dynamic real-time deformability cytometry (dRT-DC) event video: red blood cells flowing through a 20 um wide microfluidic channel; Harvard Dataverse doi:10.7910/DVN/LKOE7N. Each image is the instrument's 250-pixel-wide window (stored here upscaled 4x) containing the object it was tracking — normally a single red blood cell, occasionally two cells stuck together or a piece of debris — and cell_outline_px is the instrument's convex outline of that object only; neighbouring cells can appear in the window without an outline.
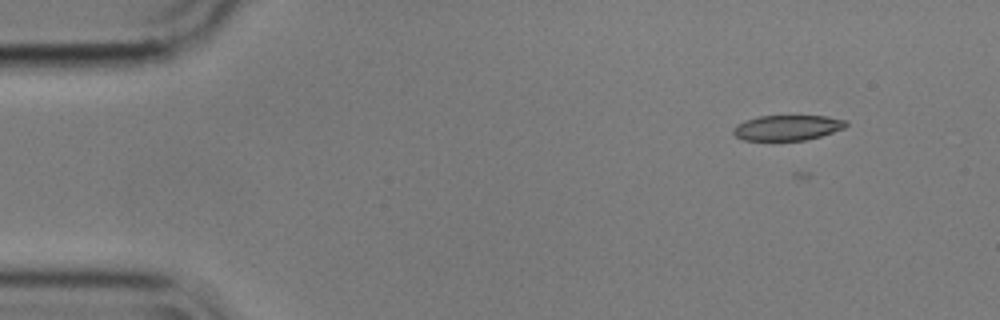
{"species": "common noctule bat (a hibernating species)", "species_latin": "Nyctalus noctula", "temperature_condition": "cold", "stored_images_in_passage": 15, "camera_frame_rate_fps": 3000, "um_per_image_px": 0.085, "animal": {"sex": "male", "body_mass_g": 17.9}, "frame": {"image": 1, "passage_image": 6, "time_ms": 1.667, "image_size_px": [1000, 320], "cell_outline_px": [[848, 124], [844, 128], [820, 136], [804, 140], [744, 140], [736, 136], [732, 132], [732, 128], [736, 124], [744, 120], [760, 116], [828, 116], [844, 120]], "centroid_in_image_um": [66.88, 10.85], "position_along_channel_um": 18.1, "area_um2": 16.53}}